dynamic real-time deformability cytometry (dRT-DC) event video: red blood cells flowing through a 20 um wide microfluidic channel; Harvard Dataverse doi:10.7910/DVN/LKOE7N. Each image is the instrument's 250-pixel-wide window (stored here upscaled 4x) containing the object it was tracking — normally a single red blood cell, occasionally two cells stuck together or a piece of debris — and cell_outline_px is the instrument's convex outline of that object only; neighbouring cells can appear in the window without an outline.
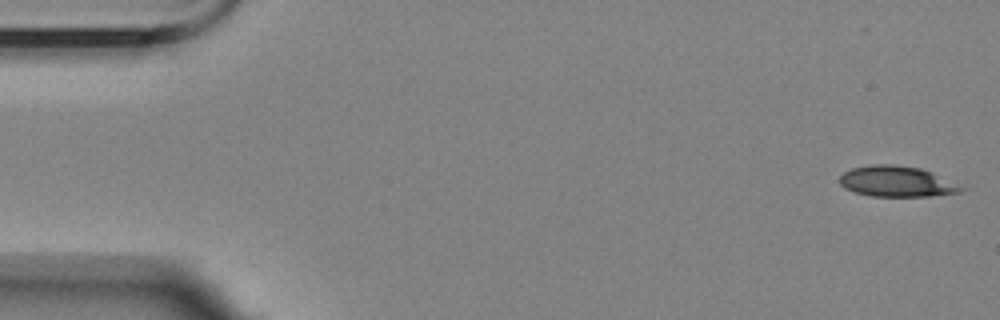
{"species": "Egyptian fruit bat (a non-hibernating species)", "species_latin": "Rousettus aegyptiacus", "temperature_condition": "room temperature", "stored_images_in_passage": 4, "camera_frame_rate_fps": 3000, "um_per_image_px": 0.085, "animal": {"sex": "female"}, "frame": {"image": 1, "passage_image": 1, "time_ms": 0.0, "image_size_px": [1000, 320], "cell_outline_px": [[968, 188], [960, 192], [932, 196], [872, 196], [856, 192], [844, 188], [840, 184], [840, 176], [844, 172], [852, 168], [872, 164], [892, 164], [920, 168], [932, 172]], "centroid_in_image_um": [76.25, 15.42], "position_along_channel_um": 8.8, "area_um2": 21.79}}